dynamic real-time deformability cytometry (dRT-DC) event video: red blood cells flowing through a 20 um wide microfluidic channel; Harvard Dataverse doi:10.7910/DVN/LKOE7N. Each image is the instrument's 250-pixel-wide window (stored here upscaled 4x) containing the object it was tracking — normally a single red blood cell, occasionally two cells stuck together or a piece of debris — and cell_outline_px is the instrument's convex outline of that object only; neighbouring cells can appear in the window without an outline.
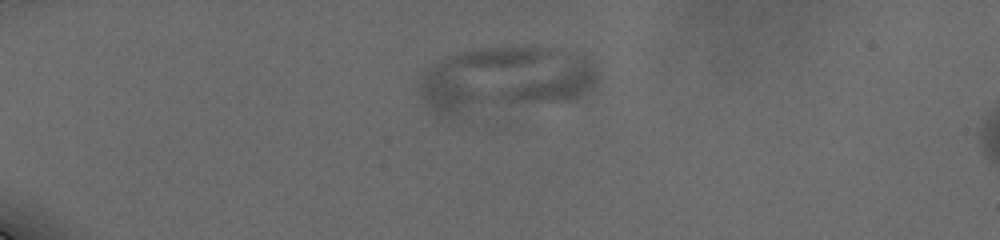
{"species": "human", "species_latin": "Homo sapiens", "temperature_condition": "cold", "stored_images_in_passage": 66, "segment_of_instrument_passage": [1, 2], "camera_frame_rate_fps": 3000, "um_per_image_px": 0.085, "donor": {"sex": "male"}, "frame": {"image": 1, "passage_image": 31, "time_ms": 5.333, "image_size_px": [1000, 240], "cell_outline_px": [[596, 88], [572, 100], [504, 100], [496, 96], [500, 92], [564, 52], [580, 56], [596, 76]], "centroid_in_image_um": [47.09, 6.9], "position_along_channel_um": 37.9, "area_um2": 21.21}}